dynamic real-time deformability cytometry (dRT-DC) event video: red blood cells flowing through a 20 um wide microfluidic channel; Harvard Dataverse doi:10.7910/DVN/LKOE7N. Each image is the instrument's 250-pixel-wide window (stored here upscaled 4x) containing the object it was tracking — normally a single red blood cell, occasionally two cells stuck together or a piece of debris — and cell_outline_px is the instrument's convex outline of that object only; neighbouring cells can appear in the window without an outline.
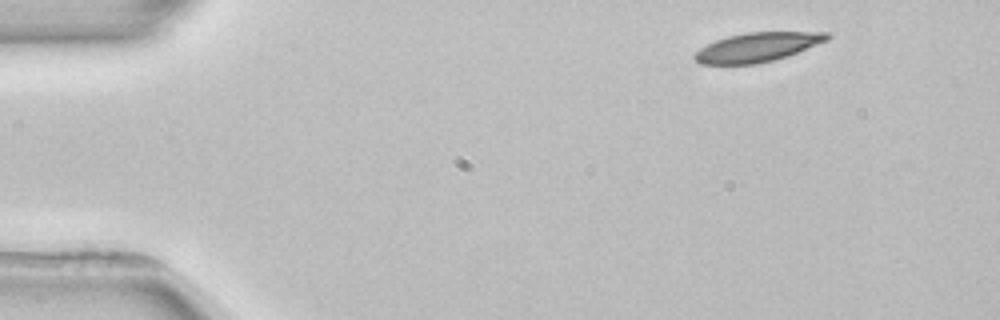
{"species": "common noctule bat (a hibernating species)", "species_latin": "Nyctalus noctula", "temperature_condition": "room temperature", "stored_images_in_passage": 2, "camera_frame_rate_fps": 3000, "um_per_image_px": 0.085, "animal": {"sex": "female", "body_mass_g": 22.7, "forearm_length_mm": 54.2}, "frame": {"image": 1, "passage_image": 1, "time_ms": 0.0, "image_size_px": [1000, 320], "cell_outline_px": [[832, 36], [828, 40], [788, 56], [756, 64], [700, 64], [692, 56], [700, 48], [716, 40], [728, 36], [748, 32], [828, 32]], "centroid_in_image_um": [64.39, 4.01], "position_along_channel_um": 20.6, "area_um2": 22.43}}